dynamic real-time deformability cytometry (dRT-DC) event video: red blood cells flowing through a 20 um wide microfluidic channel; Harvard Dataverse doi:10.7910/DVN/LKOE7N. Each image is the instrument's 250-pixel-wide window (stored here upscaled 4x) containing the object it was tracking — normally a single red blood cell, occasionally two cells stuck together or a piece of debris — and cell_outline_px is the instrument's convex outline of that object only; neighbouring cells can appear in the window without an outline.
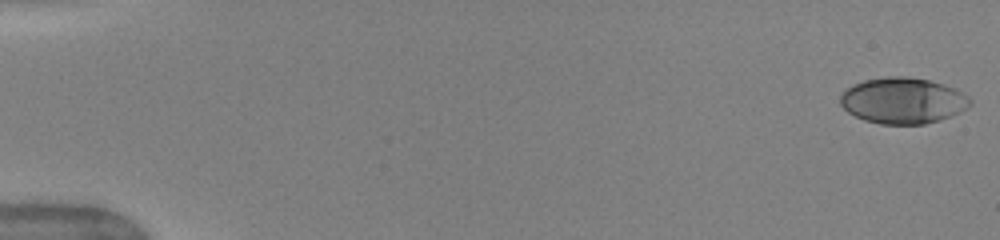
{"species": "human", "species_latin": "Homo sapiens", "temperature_condition": "warm", "stored_images_in_passage": 50, "camera_frame_rate_fps": 3000, "um_per_image_px": 0.085, "donor": {"sex": "female"}, "frame": {"image": 1, "passage_image": 1, "time_ms": 0.0, "image_size_px": [1000, 240], "cell_outline_px": [[972, 104], [960, 112], [940, 120], [924, 124], [880, 124], [864, 120], [848, 112], [840, 104], [840, 96], [852, 84], [864, 80], [888, 76], [908, 76], [928, 80], [944, 84], [956, 88], [968, 96], [972, 100]], "centroid_in_image_um": [76.76, 8.54], "position_along_channel_um": 8.2, "area_um2": 34.97}}
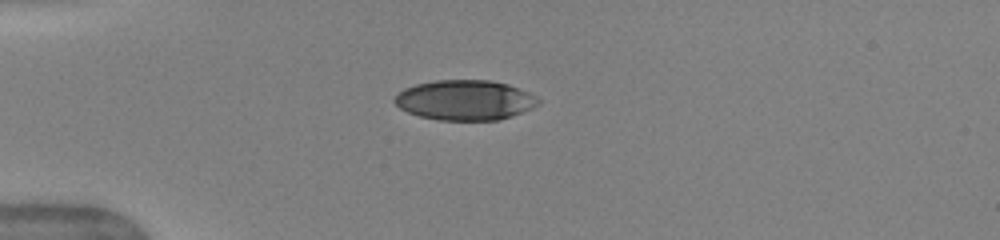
{"frame": {"image": 2, "passage_image": 14, "time_ms": 4.333, "image_size_px": [1000, 240], "cell_outline_px": [[540, 104], [532, 108], [512, 116], [500, 120], [440, 120], [420, 116], [408, 112], [400, 108], [392, 100], [404, 88], [416, 84], [436, 80], [492, 80], [508, 84], [528, 92], [536, 96], [540, 100]], "centroid_in_image_um": [39.54, 8.51], "position_along_channel_um": 45.5, "area_um2": 33.58}}
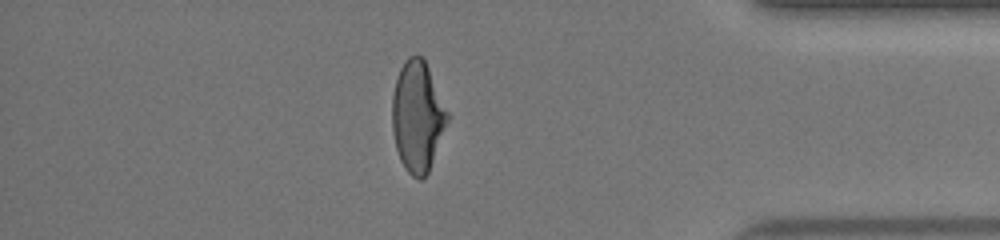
{"frame": {"image": 3, "passage_image": 44, "time_ms": 14.333, "image_size_px": [1000, 240], "cell_outline_px": [[448, 120], [428, 172], [420, 180], [412, 176], [404, 168], [400, 160], [396, 148], [392, 128], [392, 96], [396, 80], [400, 68], [404, 60], [408, 56], [424, 56], [448, 112]], "centroid_in_image_um": [35.47, 9.87], "position_along_channel_um": 399.7, "area_um2": 35.43}, "authors_computed_cell_mechanics": {"area_um2": 35.0268, "velocity_mm_per_s": 4.0656, "shape_relaxation_time_tau1_ms": 6.1335, "shape_relaxation_time_tau2_ms": 1.0756, "deformation_change_tau1": 0.2116, "deformation_change_tau2": 0.0683}}